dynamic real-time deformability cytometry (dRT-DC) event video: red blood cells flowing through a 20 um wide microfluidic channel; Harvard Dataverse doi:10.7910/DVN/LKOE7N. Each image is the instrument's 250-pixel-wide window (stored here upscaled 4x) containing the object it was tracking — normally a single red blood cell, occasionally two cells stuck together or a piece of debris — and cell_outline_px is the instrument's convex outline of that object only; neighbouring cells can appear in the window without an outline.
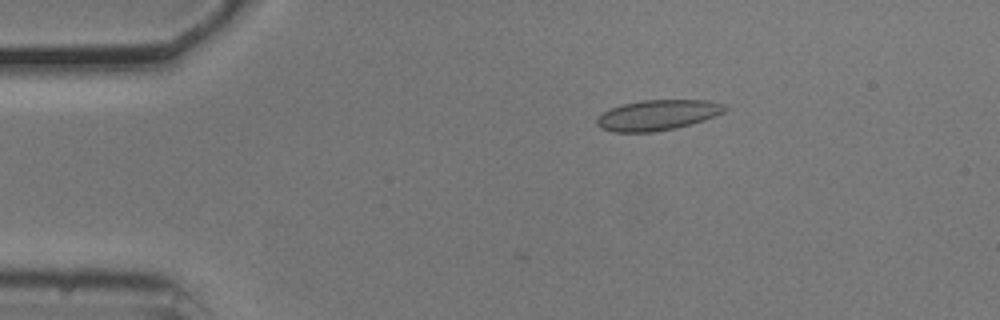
{"species": "common noctule bat (a hibernating species)", "species_latin": "Nyctalus noctula", "temperature_condition": "cold", "stored_images_in_passage": 4, "camera_frame_rate_fps": 3000, "um_per_image_px": 0.085, "animal": {"sex": "male", "body_mass_g": 20.5, "forearm_length_mm": 52.5}, "frame": {"image": 1, "passage_image": 4, "time_ms": 1.0, "image_size_px": [1000, 320], "cell_outline_px": [[728, 108], [724, 112], [704, 120], [692, 124], [676, 128], [652, 132], [612, 132], [600, 128], [596, 124], [596, 120], [604, 112], [612, 108], [624, 104], [644, 100], [708, 100], [724, 104]], "centroid_in_image_um": [55.92, 9.79], "position_along_channel_um": 29.1, "area_um2": 22.6}}